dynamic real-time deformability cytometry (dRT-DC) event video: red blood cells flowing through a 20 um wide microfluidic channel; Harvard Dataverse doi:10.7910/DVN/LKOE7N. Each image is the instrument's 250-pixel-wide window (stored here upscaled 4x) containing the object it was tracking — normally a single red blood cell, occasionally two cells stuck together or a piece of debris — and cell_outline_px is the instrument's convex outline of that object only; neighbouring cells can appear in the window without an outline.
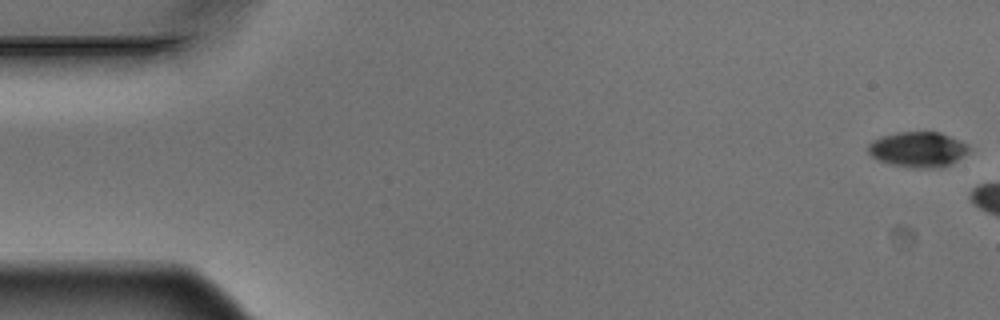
{"species": "Egyptian fruit bat (a non-hibernating species)", "species_latin": "Rousettus aegyptiacus", "temperature_condition": "warm", "stored_images_in_passage": 3, "camera_frame_rate_fps": 3000, "um_per_image_px": 0.085, "animal": {"sex": "male"}, "frame": {"image": 1, "passage_image": 1, "time_ms": 0.0, "image_size_px": [1000, 320], "cell_outline_px": [[968, 152], [956, 160], [940, 168], [924, 168], [888, 164], [872, 156], [868, 152], [868, 144], [872, 140], [884, 136], [900, 132], [940, 132], [968, 144]], "centroid_in_image_um": [78.01, 12.7], "position_along_channel_um": 7.0, "area_um2": 20.4}}